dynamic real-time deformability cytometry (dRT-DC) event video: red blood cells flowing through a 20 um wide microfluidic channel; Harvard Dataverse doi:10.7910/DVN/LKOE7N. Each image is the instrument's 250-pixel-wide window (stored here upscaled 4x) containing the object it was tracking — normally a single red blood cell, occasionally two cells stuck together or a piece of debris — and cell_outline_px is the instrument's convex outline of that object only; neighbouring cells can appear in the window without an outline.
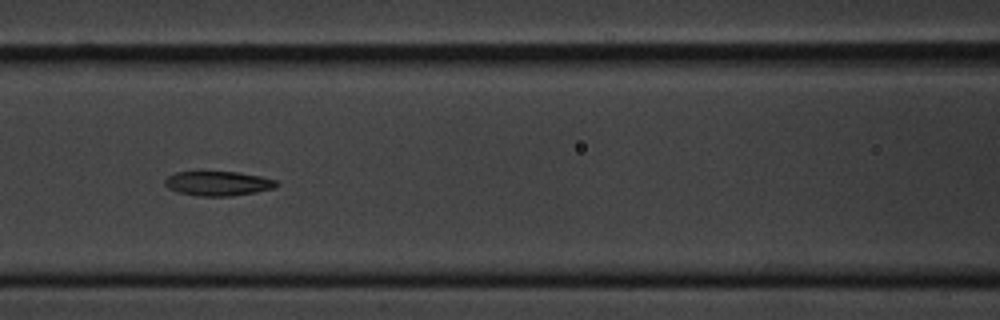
{"species": "common noctule bat (a hibernating species)", "species_latin": "Nyctalus noctula", "temperature_condition": "cold", "stored_images_in_passage": 11, "camera_frame_rate_fps": 3000, "um_per_image_px": 0.085, "animal": {"sex": "male", "body_mass_g": 20.1, "forearm_length_mm": 53.5}, "frame": {"image": 1, "passage_image": 8, "time_ms": 8.0, "image_size_px": [1000, 320], "cell_outline_px": [[280, 184], [276, 188], [256, 192], [232, 196], [196, 196], [176, 192], [168, 188], [164, 184], [164, 180], [168, 176], [176, 172], [236, 172], [260, 176], [276, 180]], "centroid_in_image_um": [18.54, 15.6], "position_along_channel_um": 148.1, "area_um2": 16.07}}
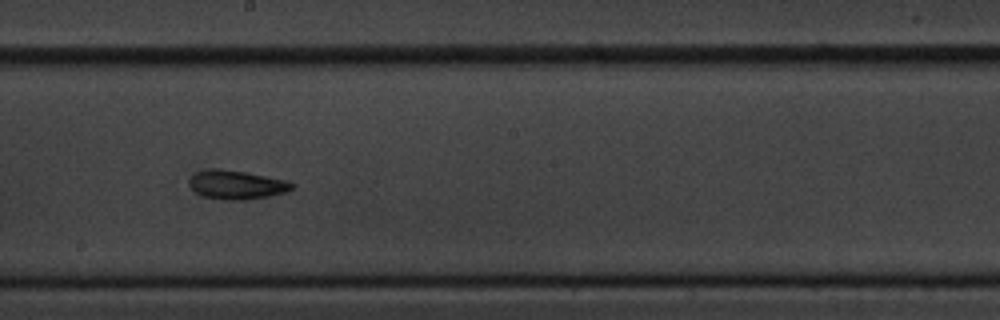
{"frame": {"image": 2, "passage_image": 10, "time_ms": 10.333, "image_size_px": [1000, 320], "cell_outline_px": [[292, 188], [284, 192], [268, 196], [248, 200], [228, 200], [204, 196], [196, 192], [188, 184], [188, 180], [196, 172], [208, 168], [220, 168], [244, 172], [284, 180], [292, 184]], "centroid_in_image_um": [20.03, 15.7], "position_along_channel_um": 228.2, "area_um2": 16.99}}
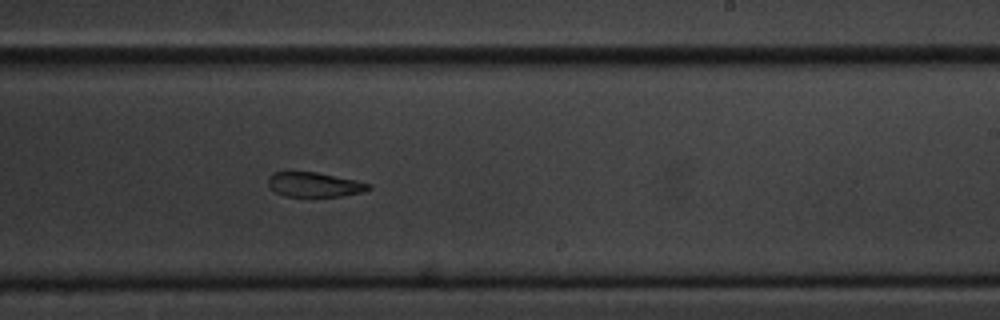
{"frame": {"image": 3, "passage_image": 11, "time_ms": 11.333, "image_size_px": [1000, 320], "cell_outline_px": [[372, 188], [364, 192], [344, 196], [284, 196], [276, 192], [268, 184], [268, 176], [272, 172], [316, 172], [356, 180], [372, 184]], "centroid_in_image_um": [26.76, 15.69], "position_along_channel_um": 262.2, "area_um2": 14.45}}